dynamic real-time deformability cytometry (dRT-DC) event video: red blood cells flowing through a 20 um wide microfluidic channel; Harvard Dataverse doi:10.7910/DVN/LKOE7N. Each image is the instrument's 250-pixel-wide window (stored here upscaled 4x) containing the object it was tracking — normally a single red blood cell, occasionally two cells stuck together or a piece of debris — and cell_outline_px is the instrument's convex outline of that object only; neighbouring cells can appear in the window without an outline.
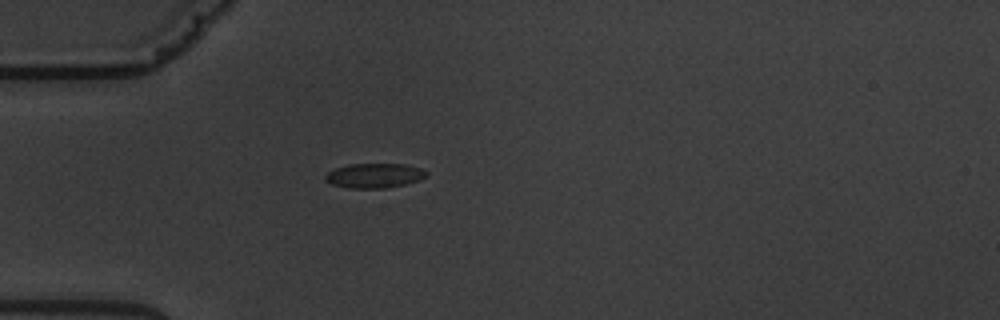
{"species": "common noctule bat (a hibernating species)", "species_latin": "Nyctalus noctula", "temperature_condition": "warm", "stored_images_in_passage": 2, "camera_frame_rate_fps": 3000, "um_per_image_px": 0.085, "animal": {"sex": "male", "body_mass_g": 19.5, "forearm_length_mm": 54.6}, "frame": {"image": 1, "passage_image": 1, "time_ms": 0.0, "image_size_px": [1000, 320], "cell_outline_px": [[428, 176], [420, 180], [388, 188], [348, 188], [332, 184], [324, 180], [324, 176], [328, 172], [336, 168], [348, 164], [404, 164], [420, 168], [428, 172]], "centroid_in_image_um": [31.83, 14.93], "position_along_channel_um": 53.2, "area_um2": 14.57}}